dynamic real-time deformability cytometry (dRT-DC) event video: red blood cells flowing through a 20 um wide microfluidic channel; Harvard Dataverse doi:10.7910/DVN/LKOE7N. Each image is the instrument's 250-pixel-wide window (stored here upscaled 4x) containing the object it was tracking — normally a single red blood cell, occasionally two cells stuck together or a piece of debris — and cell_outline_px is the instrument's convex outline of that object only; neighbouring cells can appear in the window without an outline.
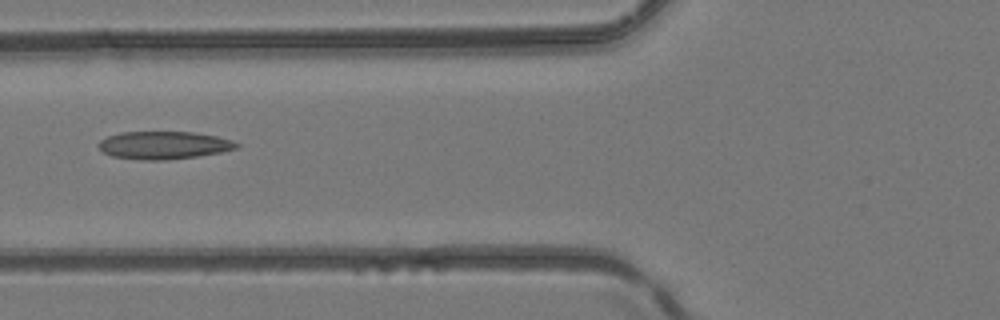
{"species": "common noctule bat (a hibernating species)", "species_latin": "Nyctalus noctula", "temperature_condition": "room temperature", "stored_images_in_passage": 5, "camera_frame_rate_fps": 3000, "um_per_image_px": 0.085, "animal": {"sex": "female", "body_mass_g": 24.6, "forearm_length_mm": 56.2}, "frame": {"image": 1, "passage_image": 5, "time_ms": 1.333, "image_size_px": [1000, 320], "cell_outline_px": [[240, 148], [220, 152], [196, 156], [164, 160], [140, 160], [112, 156], [104, 152], [96, 144], [100, 140], [108, 136], [120, 132], [192, 132], [216, 136], [232, 140], [240, 144]], "centroid_in_image_um": [13.92, 12.34], "position_along_channel_um": 111.9, "area_um2": 22.31}}